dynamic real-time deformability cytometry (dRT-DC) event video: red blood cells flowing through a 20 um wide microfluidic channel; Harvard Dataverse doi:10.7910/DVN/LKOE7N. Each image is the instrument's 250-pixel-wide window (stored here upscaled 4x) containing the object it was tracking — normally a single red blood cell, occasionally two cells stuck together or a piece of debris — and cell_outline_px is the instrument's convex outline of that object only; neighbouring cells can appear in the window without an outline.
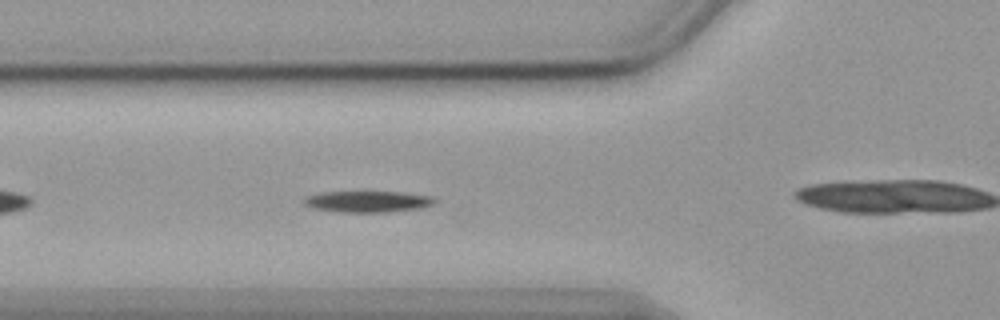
{"species": "common noctule bat (a hibernating species)", "species_latin": "Nyctalus noctula", "temperature_condition": "cold", "stored_images_in_passage": 44, "camera_frame_rate_fps": 3000, "um_per_image_px": 0.085, "animal": {"sex": "female", "body_mass_g": 19.9}, "frame": {"image": 1, "passage_image": 7, "time_ms": 2.0, "image_size_px": [1000, 320], "cell_outline_px": [[436, 200], [432, 204], [420, 208], [388, 212], [336, 212], [316, 208], [304, 204], [304, 196], [324, 192], [404, 192], [432, 196]], "centroid_in_image_um": [31.26, 17.13], "position_along_channel_um": 94.5, "area_um2": 16.13}, "authors_computed_cell_mechanics": {"area_um2": 15.317, "velocity_mm_per_s": 3.5565, "shape_relaxation_time_tau1_ms": 2.9284, "shape_relaxation_time_tau2_ms": null, "deformation_change_tau1": 0.1225, "deformation_change_tau2": null}}